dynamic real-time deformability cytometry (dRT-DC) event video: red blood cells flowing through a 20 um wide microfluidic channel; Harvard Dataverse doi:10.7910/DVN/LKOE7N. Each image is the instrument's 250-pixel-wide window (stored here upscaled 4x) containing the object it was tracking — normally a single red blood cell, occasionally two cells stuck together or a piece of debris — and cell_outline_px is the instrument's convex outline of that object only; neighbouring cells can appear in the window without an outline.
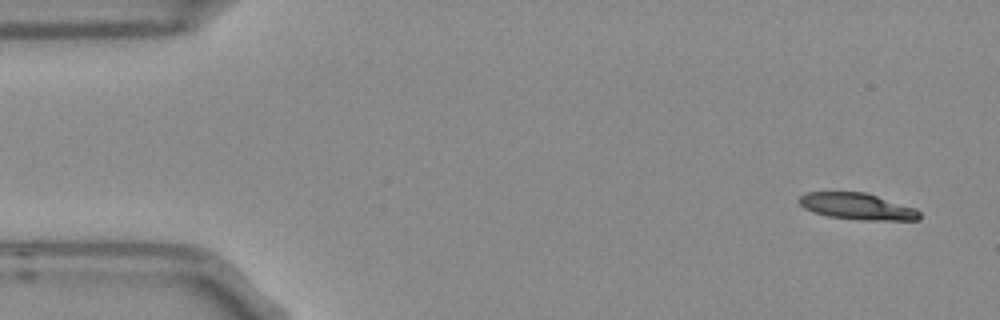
{"species": "Egyptian fruit bat (a non-hibernating species)", "species_latin": "Rousettus aegyptiacus", "temperature_condition": "room temperature", "stored_images_in_passage": 4, "camera_frame_rate_fps": 3000, "um_per_image_px": 0.085, "frame": {"image": 1, "passage_image": 1, "time_ms": 0.0, "image_size_px": [1000, 320], "cell_outline_px": [[920, 220], [860, 220], [828, 216], [812, 212], [804, 208], [796, 200], [804, 192], [868, 192], [916, 208], [920, 212]], "centroid_in_image_um": [72.86, 17.53], "position_along_channel_um": 12.1, "area_um2": 18.9}}